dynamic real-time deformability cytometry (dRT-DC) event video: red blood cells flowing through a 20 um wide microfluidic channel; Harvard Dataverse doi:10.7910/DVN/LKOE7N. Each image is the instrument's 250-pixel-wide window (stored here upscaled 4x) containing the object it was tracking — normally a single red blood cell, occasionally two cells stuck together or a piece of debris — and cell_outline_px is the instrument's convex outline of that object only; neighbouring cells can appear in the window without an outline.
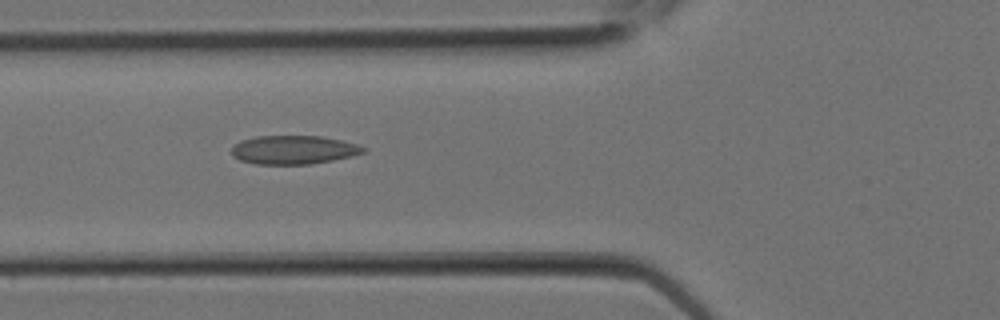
{"species": "Egyptian fruit bat (a non-hibernating species)", "species_latin": "Rousettus aegyptiacus", "temperature_condition": "room temperature", "stored_images_in_passage": 17, "camera_frame_rate_fps": 3000, "um_per_image_px": 0.085, "animal": {"sex": "female"}, "frame": {"image": 1, "passage_image": 2, "time_ms": 0.333, "image_size_px": [1000, 320], "cell_outline_px": [[368, 148], [364, 152], [352, 156], [332, 160], [308, 164], [256, 164], [240, 160], [232, 156], [232, 148], [240, 140], [256, 136], [320, 136], [360, 144]], "centroid_in_image_um": [24.97, 12.73], "position_along_channel_um": 100.8, "area_um2": 22.02}}
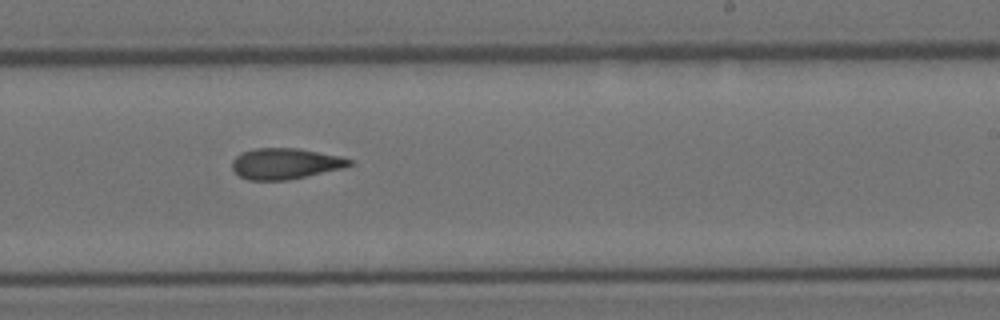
{"frame": {"image": 2, "passage_image": 8, "time_ms": 2.333, "image_size_px": [1000, 320], "cell_outline_px": [[352, 164], [344, 168], [288, 180], [248, 180], [240, 176], [232, 168], [232, 160], [240, 152], [256, 148], [300, 148], [340, 156], [352, 160]], "centroid_in_image_um": [24.24, 13.9], "position_along_channel_um": 264.8, "area_um2": 21.21}}
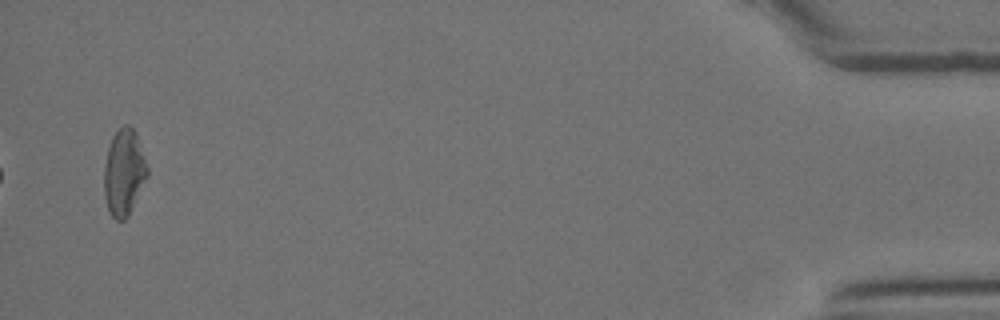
{"frame": {"image": 3, "passage_image": 17, "time_ms": 5.333, "image_size_px": [1000, 320], "cell_outline_px": [[148, 176], [128, 216], [124, 220], [116, 220], [112, 216], [108, 208], [104, 196], [104, 164], [108, 148], [112, 136], [124, 124], [128, 124], [136, 132], [148, 168]], "centroid_in_image_um": [10.53, 14.64], "position_along_channel_um": 424.7, "area_um2": 21.73}}